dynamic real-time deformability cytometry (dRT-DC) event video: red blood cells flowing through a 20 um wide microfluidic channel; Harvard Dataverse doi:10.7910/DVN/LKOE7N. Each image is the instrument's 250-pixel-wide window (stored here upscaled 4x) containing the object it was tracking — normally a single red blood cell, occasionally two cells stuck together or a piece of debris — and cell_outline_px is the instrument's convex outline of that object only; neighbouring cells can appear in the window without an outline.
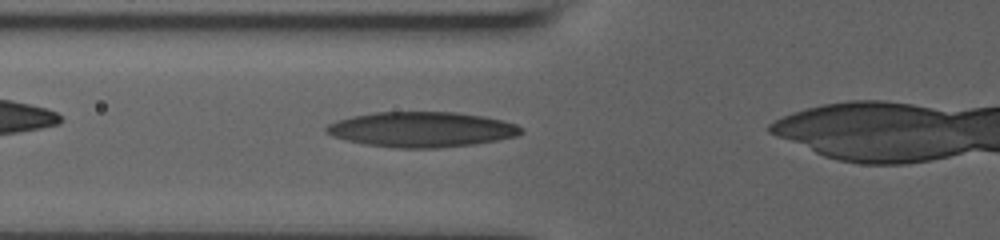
{"species": "human", "species_latin": "Homo sapiens", "temperature_condition": "room temperature", "stored_images_in_passage": 41, "camera_frame_rate_fps": 3000, "um_per_image_px": 0.085, "donor": {"sex": "male"}, "frame": {"image": 1, "passage_image": 14, "time_ms": 4.333, "image_size_px": [1000, 240], "cell_outline_px": [[524, 132], [516, 136], [476, 144], [436, 148], [396, 148], [364, 144], [332, 136], [324, 132], [324, 128], [328, 124], [352, 116], [376, 112], [456, 112], [484, 116], [516, 124], [524, 128]], "centroid_in_image_um": [35.85, 11.0], "position_along_channel_um": 90.0, "area_um2": 40.0}}
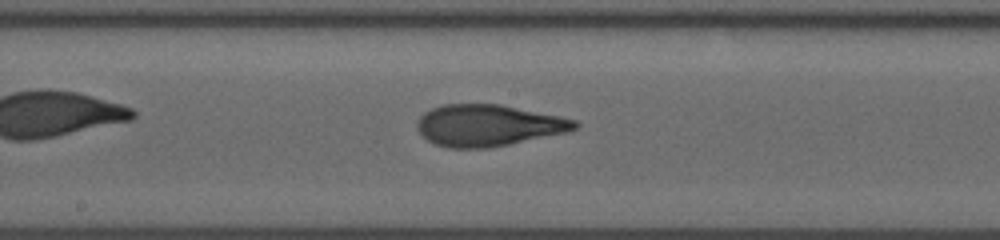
{"frame": {"image": 2, "passage_image": 23, "time_ms": 7.333, "image_size_px": [1000, 240], "cell_outline_px": [[580, 124], [576, 128], [568, 132], [488, 148], [448, 148], [436, 144], [428, 140], [416, 128], [416, 124], [420, 116], [424, 112], [440, 104], [500, 104], [560, 116], [576, 120]], "centroid_in_image_um": [41.49, 10.65], "position_along_channel_um": 206.7, "area_um2": 38.15}}
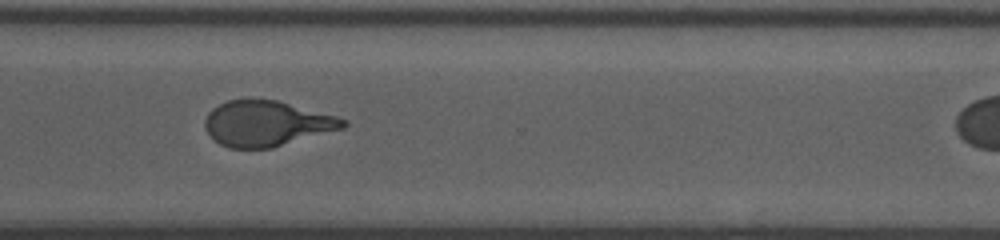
{"frame": {"image": 3, "passage_image": 34, "time_ms": 11.0, "image_size_px": [1000, 240], "cell_outline_px": [[348, 124], [344, 128], [272, 148], [228, 148], [212, 140], [204, 128], [204, 120], [208, 112], [212, 108], [228, 100], [248, 96], [252, 96], [276, 100], [336, 116], [348, 120]], "centroid_in_image_um": [22.61, 10.47], "position_along_channel_um": 348.0, "area_um2": 37.34}}